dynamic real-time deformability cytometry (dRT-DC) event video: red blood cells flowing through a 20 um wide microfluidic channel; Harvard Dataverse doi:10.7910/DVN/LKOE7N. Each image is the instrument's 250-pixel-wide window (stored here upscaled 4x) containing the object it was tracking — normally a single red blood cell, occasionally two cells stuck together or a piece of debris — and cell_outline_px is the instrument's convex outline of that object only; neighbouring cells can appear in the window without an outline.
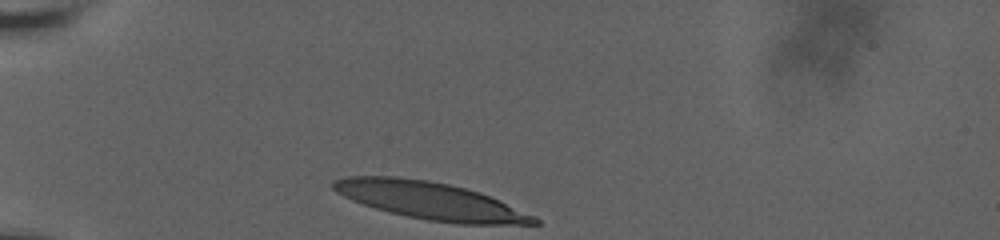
{"species": "human", "species_latin": "Homo sapiens", "temperature_condition": "room temperature", "stored_images_in_passage": 31, "camera_frame_rate_fps": 3000, "um_per_image_px": 0.085, "donor": {"sex": "male"}, "frame": {"image": 1, "passage_image": 1, "time_ms": 0.0, "image_size_px": [1000, 240], "cell_outline_px": [[540, 224], [460, 224], [428, 220], [388, 212], [352, 200], [336, 192], [332, 188], [332, 180], [348, 176], [396, 176], [428, 180], [448, 184], [480, 192], [536, 216], [540, 220]], "centroid_in_image_um": [36.57, 17.05], "position_along_channel_um": 48.4, "area_um2": 43.58}}
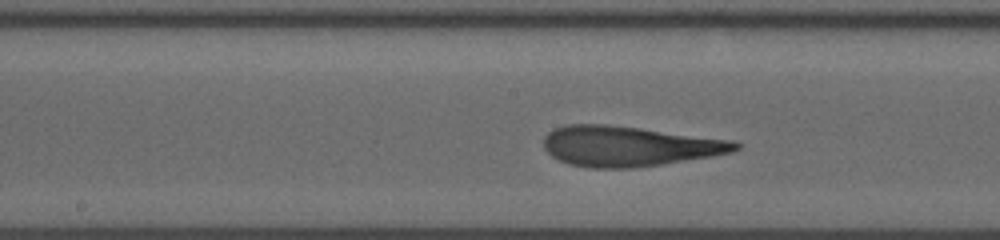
{"frame": {"image": 2, "passage_image": 17, "time_ms": 5.0, "image_size_px": [1000, 240], "cell_outline_px": [[740, 148], [732, 152], [712, 156], [660, 164], [632, 168], [588, 168], [568, 164], [552, 156], [544, 148], [544, 136], [548, 132], [556, 128], [568, 124], [604, 124], [640, 128], [732, 140], [740, 144]], "centroid_in_image_um": [53.43, 12.43], "position_along_channel_um": 194.8, "area_um2": 44.68}}
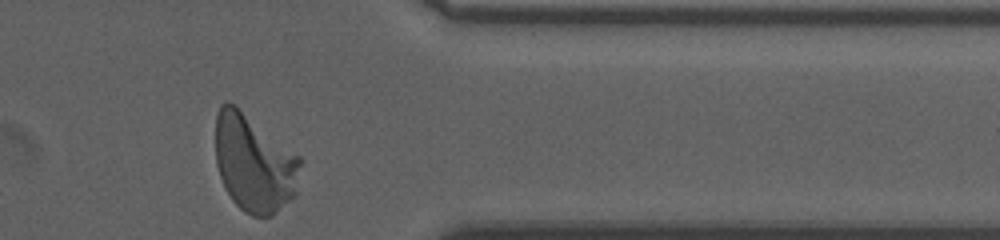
{"frame": {"image": 3, "passage_image": 31, "time_ms": 10.667, "image_size_px": [1000, 240], "cell_outline_px": [[300, 164], [296, 196], [272, 216], [252, 216], [244, 212], [232, 200], [220, 176], [216, 164], [216, 116], [220, 104], [224, 100], [228, 100], [300, 156]], "centroid_in_image_um": [21.59, 13.89], "position_along_channel_um": 389.8, "area_um2": 47.97}, "authors_computed_cell_mechanics": {"area_um2": 44.4482, "velocity_mm_per_s": 3.6226, "shape_relaxation_time_tau1_ms": 6.1233, "shape_relaxation_time_tau2_ms": 1.3759, "deformation_change_tau1": 0.2601, "deformation_change_tau2": 0.1075}}